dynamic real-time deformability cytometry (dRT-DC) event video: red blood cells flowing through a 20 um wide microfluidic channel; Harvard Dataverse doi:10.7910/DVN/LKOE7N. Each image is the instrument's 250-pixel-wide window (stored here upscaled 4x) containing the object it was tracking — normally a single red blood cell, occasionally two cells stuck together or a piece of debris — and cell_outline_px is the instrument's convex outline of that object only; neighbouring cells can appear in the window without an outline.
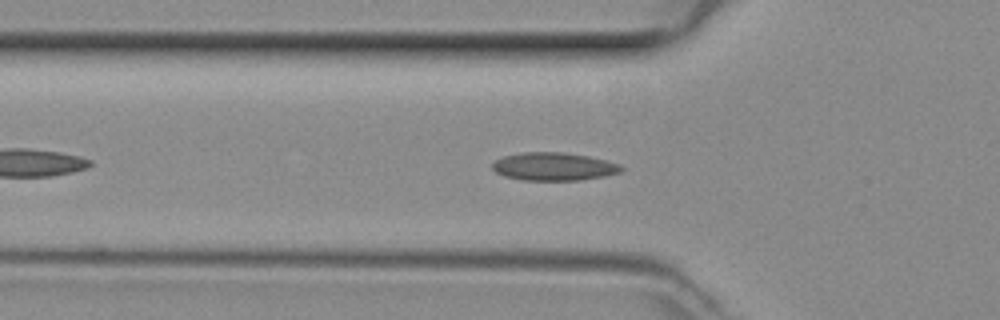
{"species": "common noctule bat (a hibernating species)", "species_latin": "Nyctalus noctula", "temperature_condition": "room temperature", "stored_images_in_passage": 38, "camera_frame_rate_fps": 3000, "um_per_image_px": 0.085, "animal": {"sex": "female", "body_mass_g": 29.2, "forearm_length_mm": 56.3}, "frame": {"image": 1, "passage_image": 8, "time_ms": 2.333, "image_size_px": [1000, 320], "cell_outline_px": [[624, 168], [620, 172], [604, 176], [580, 180], [520, 180], [504, 176], [496, 172], [492, 168], [492, 164], [496, 160], [504, 156], [520, 152], [564, 152], [588, 156], [620, 164]], "centroid_in_image_um": [47.05, 14.15], "position_along_channel_um": 78.7, "area_um2": 21.04}}
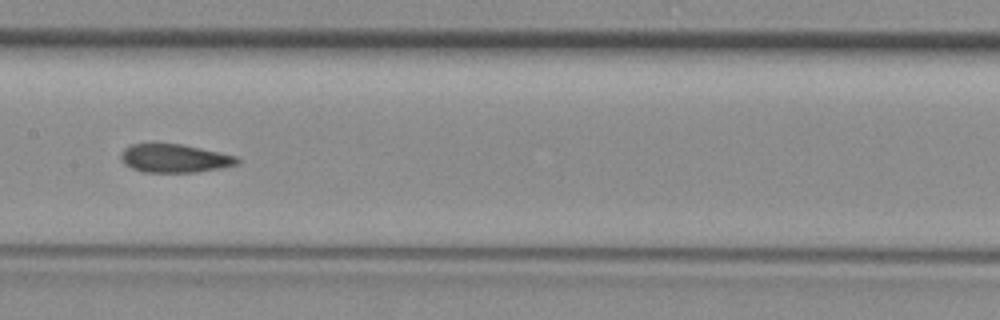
{"frame": {"image": 2, "passage_image": 16, "time_ms": 5.0, "image_size_px": [1000, 320], "cell_outline_px": [[240, 164], [220, 168], [196, 172], [144, 172], [132, 168], [124, 164], [120, 156], [124, 148], [132, 144], [180, 144], [220, 152], [236, 156], [240, 160]], "centroid_in_image_um": [14.85, 13.46], "position_along_channel_um": 192.5, "area_um2": 19.13}}
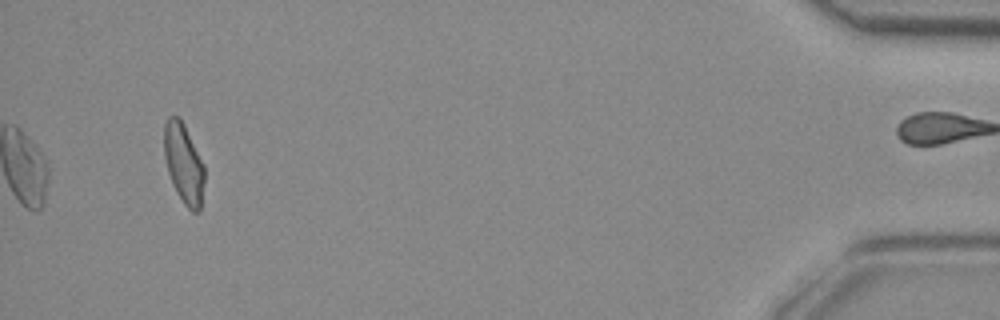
{"frame": {"image": 3, "passage_image": 38, "time_ms": 12.333, "image_size_px": [1000, 320], "cell_outline_px": [[204, 180], [200, 212], [192, 212], [184, 204], [176, 192], [172, 184], [168, 172], [164, 156], [164, 124], [168, 116], [176, 116], [184, 124], [204, 164]], "centroid_in_image_um": [15.61, 13.92], "position_along_channel_um": 419.6, "area_um2": 18.79}}